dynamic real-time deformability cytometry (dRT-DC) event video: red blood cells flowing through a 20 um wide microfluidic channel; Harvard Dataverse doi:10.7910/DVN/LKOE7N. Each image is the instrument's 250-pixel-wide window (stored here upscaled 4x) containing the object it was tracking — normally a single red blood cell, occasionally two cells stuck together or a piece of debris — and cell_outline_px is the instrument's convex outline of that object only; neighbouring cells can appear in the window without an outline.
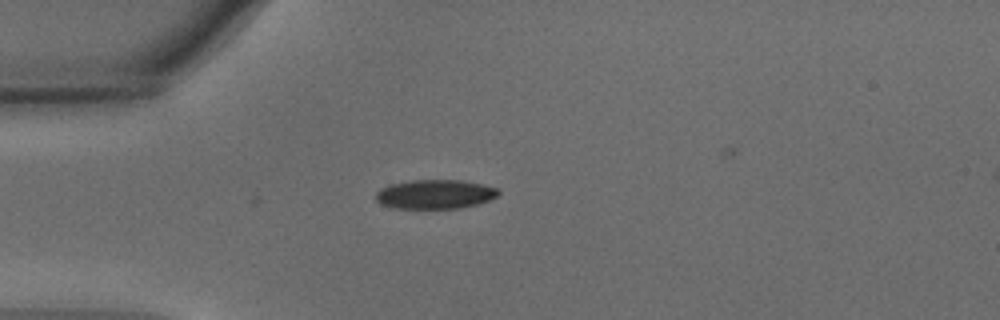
{"species": "common noctule bat (a hibernating species)", "species_latin": "Nyctalus noctula", "temperature_condition": "warm", "stored_images_in_passage": 30, "camera_frame_rate_fps": 3000, "um_per_image_px": 0.085, "animal": {"sex": "male", "body_mass_g": 15.6}, "frame": {"image": 1, "passage_image": 1, "time_ms": 0.0, "image_size_px": [1000, 320], "cell_outline_px": [[500, 192], [496, 196], [488, 200], [476, 204], [460, 208], [392, 208], [380, 204], [376, 200], [376, 192], [380, 188], [388, 184], [412, 180], [460, 180], [484, 184], [496, 188]], "centroid_in_image_um": [36.93, 16.5], "position_along_channel_um": 48.1, "area_um2": 20.87}}
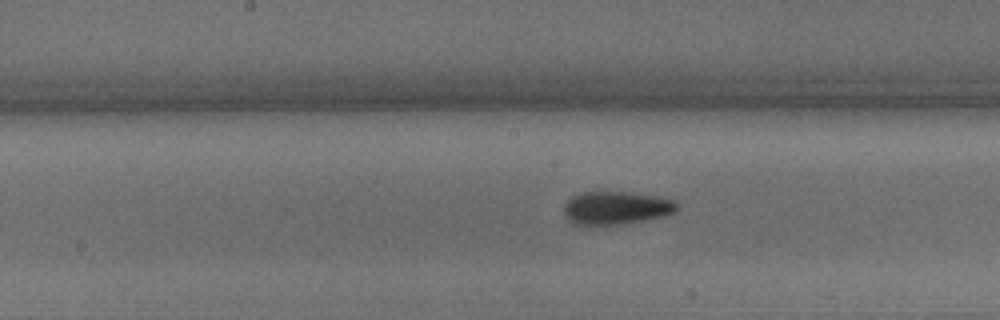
{"frame": {"image": 2, "passage_image": 14, "time_ms": 4.333, "image_size_px": [1000, 320], "cell_outline_px": [[676, 208], [672, 212], [664, 216], [644, 220], [620, 224], [592, 228], [588, 228], [572, 224], [564, 216], [564, 204], [572, 196], [580, 192], [632, 192], [672, 200], [676, 204]], "centroid_in_image_um": [52.23, 17.72], "position_along_channel_um": 196.0, "area_um2": 22.2}}
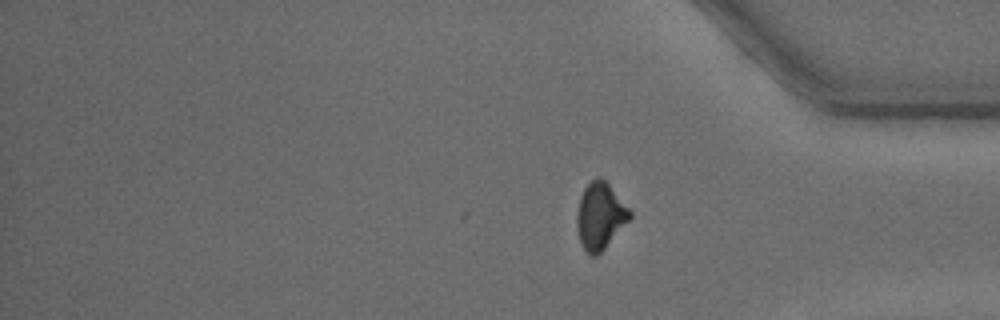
{"frame": {"image": 3, "passage_image": 30, "time_ms": 9.667, "image_size_px": [1000, 320], "cell_outline_px": [[632, 216], [604, 248], [596, 256], [588, 256], [580, 240], [576, 228], [576, 216], [580, 196], [584, 188], [596, 176], [604, 180], [608, 184], [632, 212]], "centroid_in_image_um": [50.98, 18.36], "position_along_channel_um": 384.2, "area_um2": 20.23}, "authors_computed_cell_mechanics": {"area_um2": 21.7328, "velocity_mm_per_s": 3.7412, "shape_relaxation_time_tau1_ms": 3.5802, "shape_relaxation_time_tau2_ms": 4.0611, "deformation_change_tau1": 0.1303, "deformation_change_tau2": 0.0772}}